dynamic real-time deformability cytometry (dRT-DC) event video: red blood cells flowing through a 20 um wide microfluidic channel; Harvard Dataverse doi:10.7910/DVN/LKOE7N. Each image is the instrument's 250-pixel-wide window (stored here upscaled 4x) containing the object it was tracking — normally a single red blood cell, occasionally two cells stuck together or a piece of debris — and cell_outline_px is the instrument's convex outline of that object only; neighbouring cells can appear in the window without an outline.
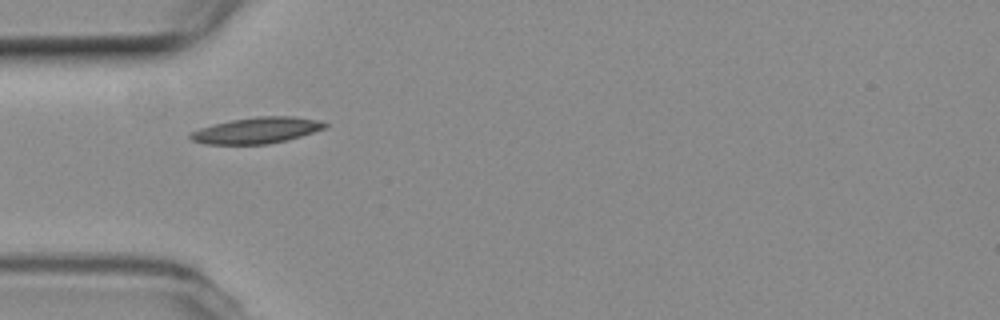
{"species": "common noctule bat (a hibernating species)", "species_latin": "Nyctalus noctula", "temperature_condition": "room temperature", "stored_images_in_passage": 30, "camera_frame_rate_fps": 3000, "um_per_image_px": 0.085, "animal": {"sex": "female", "body_mass_g": 19.3, "forearm_length_mm": 54.1}, "frame": {"image": 1, "passage_image": 1, "time_ms": 0.0, "image_size_px": [1000, 320], "cell_outline_px": [[328, 128], [300, 136], [268, 144], [204, 144], [192, 140], [188, 136], [192, 132], [200, 128], [232, 120], [256, 116], [292, 116], [316, 120], [328, 124]], "centroid_in_image_um": [21.84, 11.08], "position_along_channel_um": 63.2, "area_um2": 20.23}}
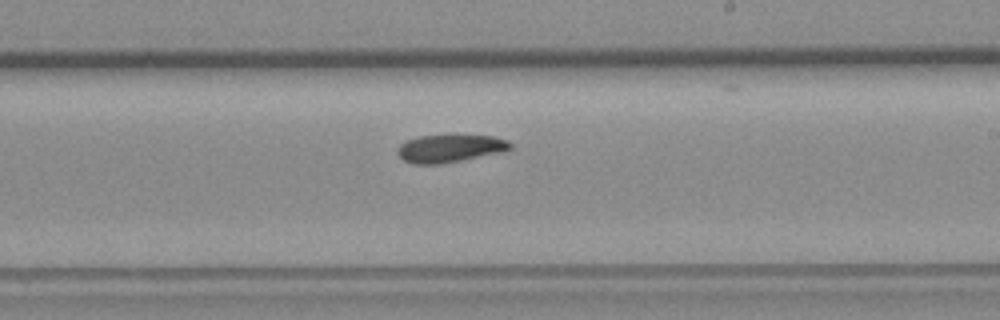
{"frame": {"image": 2, "passage_image": 16, "time_ms": 5.0, "image_size_px": [1000, 320], "cell_outline_px": [[512, 148], [496, 152], [460, 160], [440, 164], [412, 164], [404, 160], [396, 152], [396, 148], [400, 144], [408, 140], [420, 136], [496, 136], [508, 140], [512, 144]], "centroid_in_image_um": [38.19, 12.61], "position_along_channel_um": 250.8, "area_um2": 17.74}}
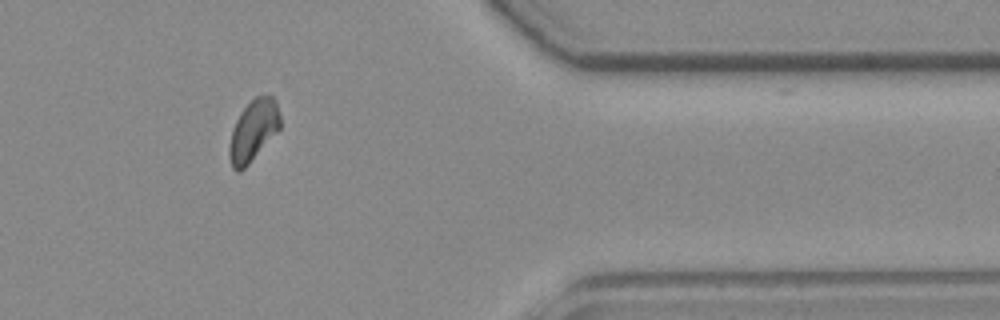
{"frame": {"image": 3, "passage_image": 29, "time_ms": 9.333, "image_size_px": [1000, 320], "cell_outline_px": [[280, 128], [248, 164], [240, 172], [236, 172], [232, 168], [228, 156], [228, 148], [232, 128], [240, 112], [256, 96], [268, 92], [276, 100], [280, 116]], "centroid_in_image_um": [21.51, 11.07], "position_along_channel_um": 389.9, "area_um2": 18.26}}